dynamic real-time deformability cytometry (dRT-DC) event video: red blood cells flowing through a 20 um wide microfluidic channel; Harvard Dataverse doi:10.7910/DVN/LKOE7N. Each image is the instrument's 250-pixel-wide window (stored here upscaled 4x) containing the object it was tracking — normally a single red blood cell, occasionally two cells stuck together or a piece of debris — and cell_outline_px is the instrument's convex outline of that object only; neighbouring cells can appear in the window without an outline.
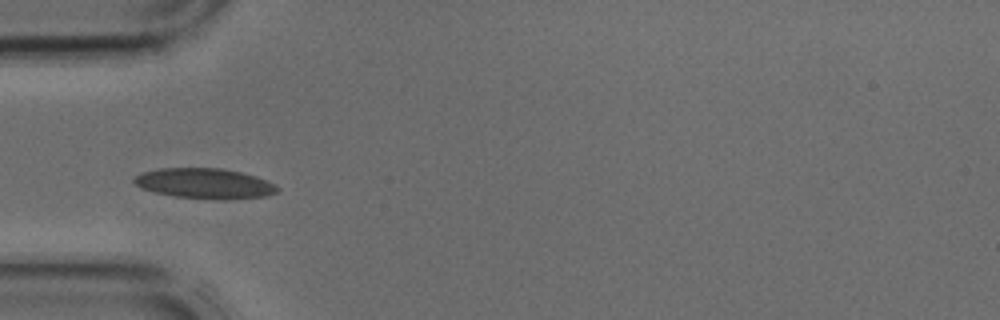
{"species": "common noctule bat (a hibernating species)", "species_latin": "Nyctalus noctula", "temperature_condition": "cold", "stored_images_in_passage": 11, "camera_frame_rate_fps": 3000, "um_per_image_px": 0.085, "animal": {"sex": "male", "body_mass_g": 17.9, "forearm_length_mm": 54.2}, "frame": {"image": 1, "passage_image": 4, "time_ms": 1.0, "image_size_px": [1000, 320], "cell_outline_px": [[280, 188], [276, 192], [264, 196], [224, 200], [176, 196], [156, 192], [140, 188], [132, 180], [136, 176], [144, 172], [160, 168], [220, 168], [240, 172], [256, 176], [268, 180], [276, 184]], "centroid_in_image_um": [17.43, 15.59], "position_along_channel_um": 67.6, "area_um2": 25.14}}